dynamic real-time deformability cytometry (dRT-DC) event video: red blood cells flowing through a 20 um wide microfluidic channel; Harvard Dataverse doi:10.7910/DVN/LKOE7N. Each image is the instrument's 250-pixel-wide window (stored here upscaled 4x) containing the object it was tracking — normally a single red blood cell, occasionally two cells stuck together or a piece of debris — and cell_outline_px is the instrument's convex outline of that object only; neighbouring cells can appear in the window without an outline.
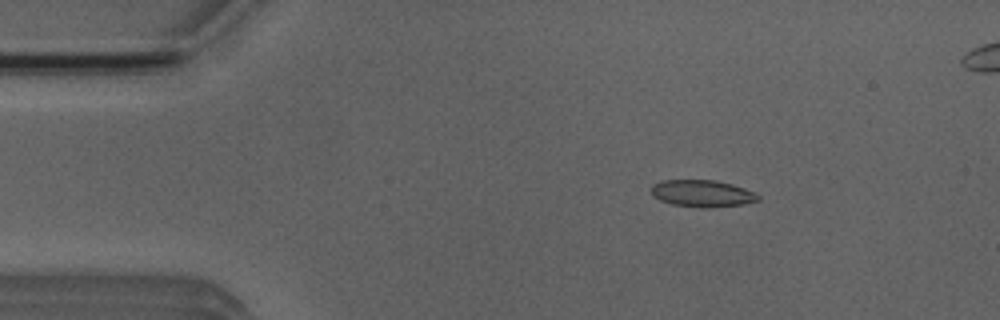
{"species": "Egyptian fruit bat (a non-hibernating species)", "species_latin": "Rousettus aegyptiacus", "temperature_condition": "room temperature", "stored_images_in_passage": 48, "segment_of_instrument_passage": [1, 2], "camera_frame_rate_fps": 3000, "um_per_image_px": 0.085, "animal": {"sex": "male"}, "frame": {"image": 1, "passage_image": 3, "time_ms": 0.667, "image_size_px": [1000, 320], "cell_outline_px": [[760, 200], [744, 204], [672, 204], [660, 200], [652, 196], [652, 184], [664, 180], [716, 180], [732, 184], [756, 192], [760, 196]], "centroid_in_image_um": [59.69, 16.37], "position_along_channel_um": 25.3, "area_um2": 15.78}}
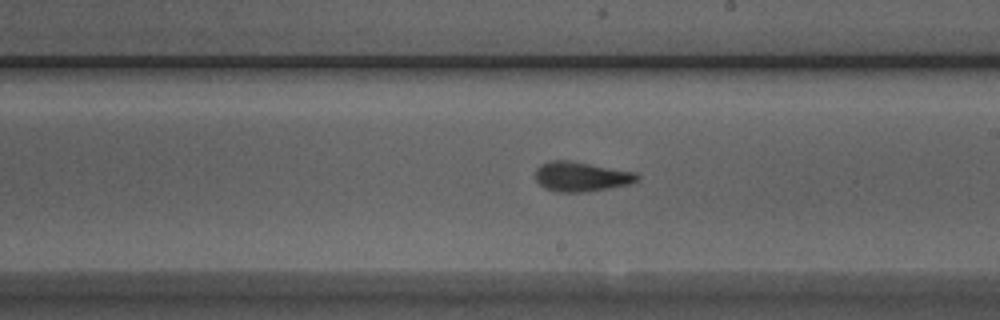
{"frame": {"image": 2, "passage_image": 24, "time_ms": 7.667, "image_size_px": [1000, 320], "cell_outline_px": [[640, 180], [628, 184], [608, 188], [584, 192], [556, 192], [544, 188], [536, 180], [536, 168], [540, 164], [552, 160], [568, 160], [636, 172], [640, 176]], "centroid_in_image_um": [49.4, 15.01], "position_along_channel_um": 239.6, "area_um2": 17.63}}
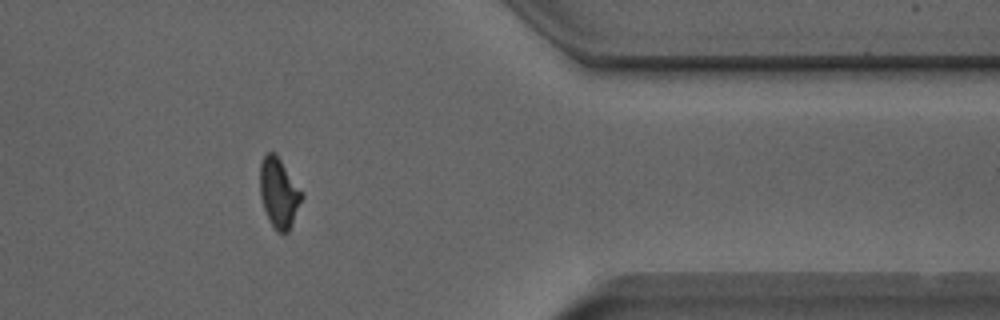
{"frame": {"image": 3, "passage_image": 37, "time_ms": 12.0, "image_size_px": [1000, 320], "cell_outline_px": [[304, 196], [292, 224], [288, 232], [276, 232], [264, 208], [260, 196], [260, 164], [264, 156], [268, 152], [276, 152]], "centroid_in_image_um": [23.7, 16.38], "position_along_channel_um": 387.7, "area_um2": 16.76}}